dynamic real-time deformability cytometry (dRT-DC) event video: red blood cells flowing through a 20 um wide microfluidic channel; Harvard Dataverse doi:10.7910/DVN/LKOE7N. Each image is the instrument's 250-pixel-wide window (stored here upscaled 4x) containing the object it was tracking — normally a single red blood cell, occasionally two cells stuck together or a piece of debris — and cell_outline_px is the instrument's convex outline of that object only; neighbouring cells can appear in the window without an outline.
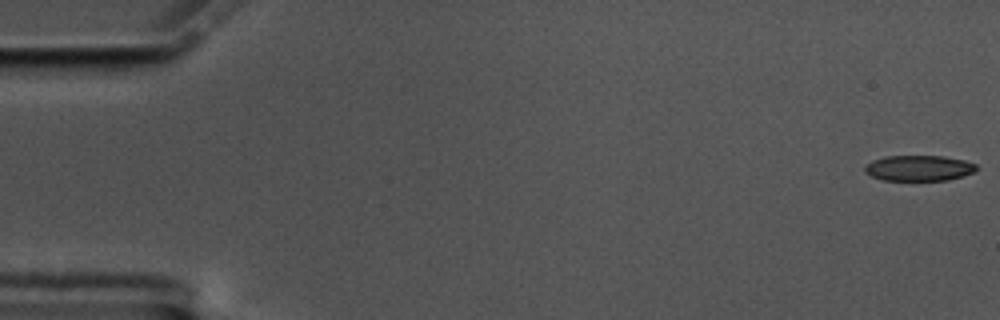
{"species": "common noctule bat (a hibernating species)", "species_latin": "Nyctalus noctula", "temperature_condition": "cold", "stored_images_in_passage": 57, "camera_frame_rate_fps": 3000, "um_per_image_px": 0.085, "animal": {"sex": "male", "body_mass_g": 17.5, "forearm_length_mm": 52.3}, "frame": {"image": 1, "passage_image": 1, "time_ms": 0.0, "image_size_px": [1000, 320], "cell_outline_px": [[976, 168], [972, 172], [948, 180], [884, 180], [872, 176], [864, 172], [864, 168], [872, 160], [884, 156], [944, 156], [964, 160], [976, 164]], "centroid_in_image_um": [78.07, 14.28], "position_along_channel_um": 6.9, "area_um2": 16.47}}
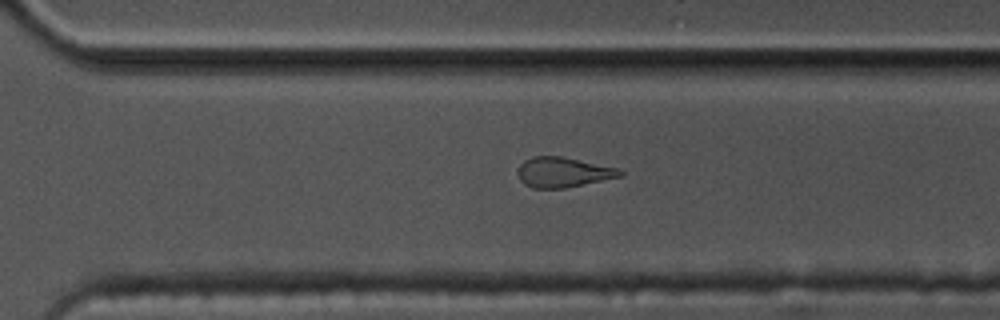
{"frame": {"image": 2, "passage_image": 40, "time_ms": 13.0, "image_size_px": [1000, 320], "cell_outline_px": [[624, 176], [564, 188], [532, 188], [524, 184], [520, 180], [516, 172], [520, 164], [524, 160], [532, 156], [560, 156], [620, 168], [624, 172]], "centroid_in_image_um": [47.86, 14.64], "position_along_channel_um": 322.7, "area_um2": 18.09}}
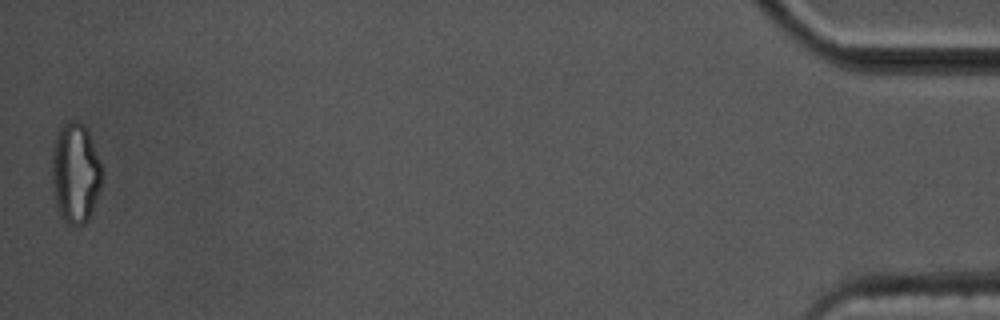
{"frame": {"image": 3, "passage_image": 57, "time_ms": 18.667, "image_size_px": [1000, 320], "cell_outline_px": [[100, 188], [88, 220], [84, 224], [68, 224], [60, 216], [56, 208], [52, 180], [52, 152], [56, 136], [60, 128], [68, 120], [76, 120], [84, 124], [88, 132], [100, 160]], "centroid_in_image_um": [6.38, 14.7], "position_along_channel_um": 428.8, "area_um2": 28.96}, "authors_computed_cell_mechanics": {"area_um2": 18.6116, "velocity_mm_per_s": 3.5281, "shape_relaxation_time_tau1_ms": null, "shape_relaxation_time_tau2_ms": 4.5907, "deformation_change_tau1": null, "deformation_change_tau2": 0.135}}